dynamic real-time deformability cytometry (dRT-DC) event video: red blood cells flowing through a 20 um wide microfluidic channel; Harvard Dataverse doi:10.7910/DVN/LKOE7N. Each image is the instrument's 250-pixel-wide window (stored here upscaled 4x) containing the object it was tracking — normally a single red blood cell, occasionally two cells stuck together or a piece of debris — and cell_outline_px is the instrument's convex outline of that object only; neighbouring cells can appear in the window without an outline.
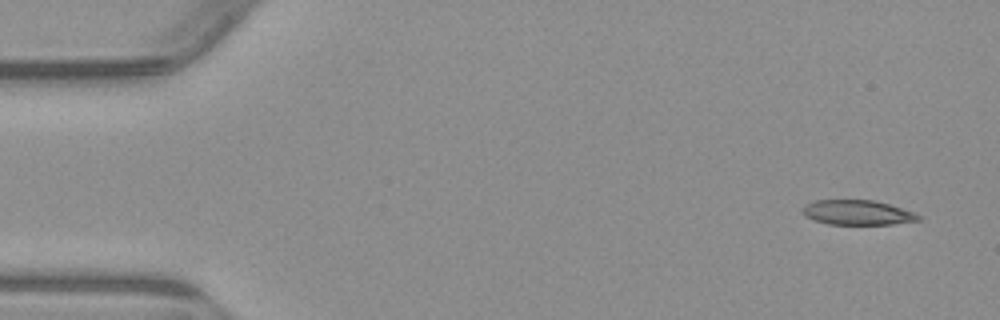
{"species": "common noctule bat (a hibernating species)", "species_latin": "Nyctalus noctula", "temperature_condition": "warm", "stored_images_in_passage": 5, "camera_frame_rate_fps": 3000, "um_per_image_px": 0.085, "animal": {"sex": "male", "body_mass_g": 23.1, "forearm_length_mm": 52.7}, "frame": {"image": 1, "passage_image": 1, "time_ms": 0.0, "image_size_px": [1000, 320], "cell_outline_px": [[924, 220], [892, 224], [828, 224], [812, 220], [804, 216], [800, 208], [804, 204], [816, 200], [872, 200], [888, 204], [924, 216]], "centroid_in_image_um": [72.86, 18.07], "position_along_channel_um": 12.1, "area_um2": 16.94}}
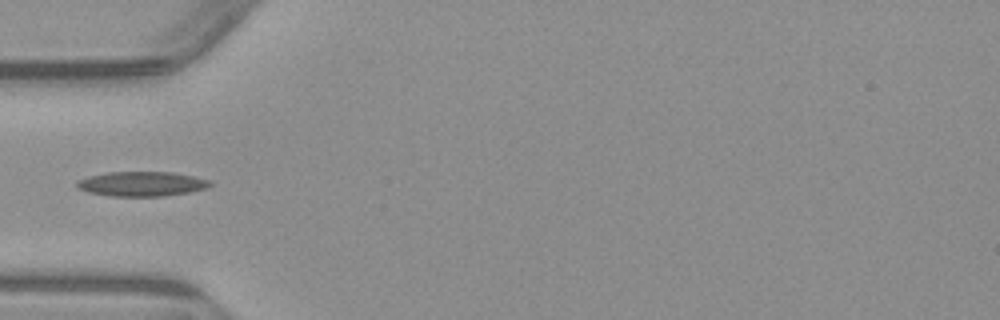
{"frame": {"image": 2, "passage_image": 4, "time_ms": 4.667, "image_size_px": [1000, 320], "cell_outline_px": [[212, 184], [204, 188], [188, 192], [164, 196], [112, 196], [88, 192], [76, 188], [76, 180], [88, 176], [108, 172], [172, 172], [192, 176], [208, 180]], "centroid_in_image_um": [11.97, 15.63], "position_along_channel_um": 73.0, "area_um2": 19.02}}
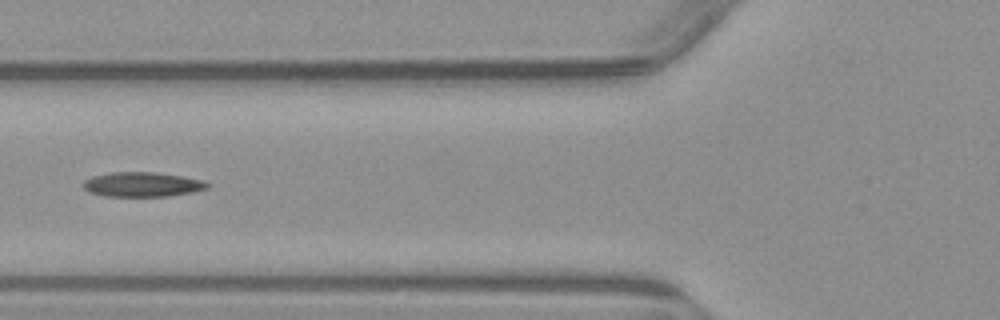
{"frame": {"image": 3, "passage_image": 5, "time_ms": 5.667, "image_size_px": [1000, 320], "cell_outline_px": [[212, 184], [208, 188], [192, 192], [168, 196], [104, 196], [88, 192], [84, 188], [84, 180], [92, 176], [112, 172], [156, 172], [184, 176], [204, 180]], "centroid_in_image_um": [12.13, 15.67], "position_along_channel_um": 113.7, "area_um2": 17.98}}